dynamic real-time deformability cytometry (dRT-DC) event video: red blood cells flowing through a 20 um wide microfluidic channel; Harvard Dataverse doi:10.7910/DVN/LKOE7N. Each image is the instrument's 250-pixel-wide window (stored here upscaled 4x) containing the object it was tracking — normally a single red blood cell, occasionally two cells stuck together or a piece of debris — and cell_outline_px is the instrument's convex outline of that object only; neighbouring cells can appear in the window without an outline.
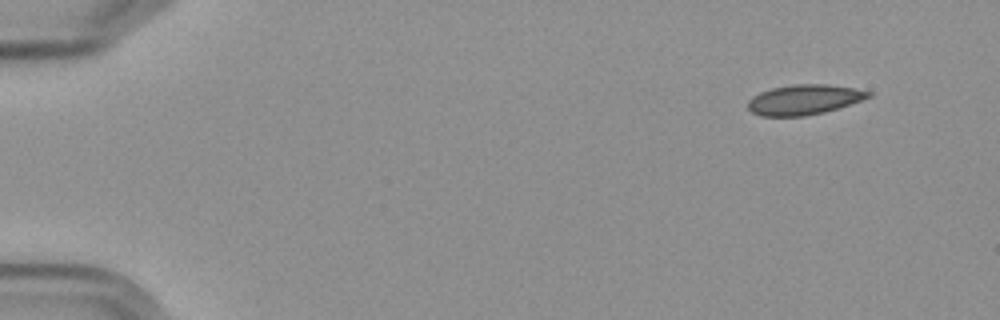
{"species": "Egyptian fruit bat (a non-hibernating species)", "species_latin": "Rousettus aegyptiacus", "temperature_condition": "cold", "stored_images_in_passage": 10, "camera_frame_rate_fps": 3000, "um_per_image_px": 0.085, "frame": {"image": 1, "passage_image": 1, "time_ms": 0.0, "image_size_px": [1000, 320], "cell_outline_px": [[872, 96], [824, 112], [804, 116], [760, 116], [752, 112], [748, 108], [748, 100], [752, 96], [760, 92], [772, 88], [792, 84], [828, 84], [856, 88], [872, 92]], "centroid_in_image_um": [68.32, 8.46], "position_along_channel_um": 16.7, "area_um2": 21.04}}
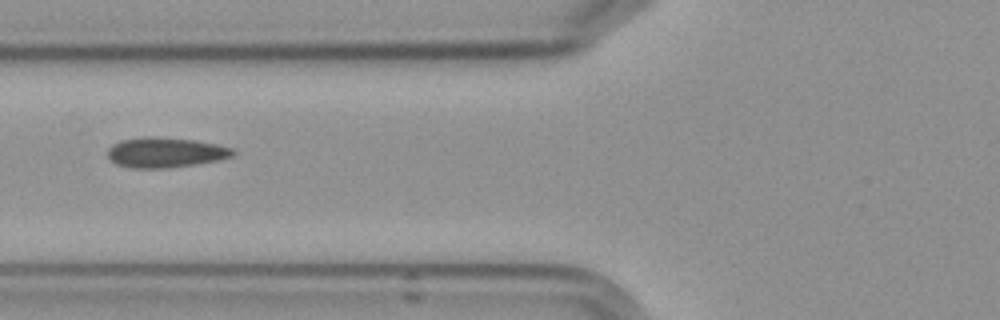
{"frame": {"image": 2, "passage_image": 6, "time_ms": 6.0, "image_size_px": [1000, 320], "cell_outline_px": [[236, 152], [232, 156], [220, 160], [196, 164], [164, 168], [132, 168], [116, 164], [108, 156], [108, 148], [112, 144], [120, 140], [144, 136], [152, 136], [196, 140], [216, 144], [232, 148]], "centroid_in_image_um": [14.05, 12.95], "position_along_channel_um": 111.7, "area_um2": 22.08}}
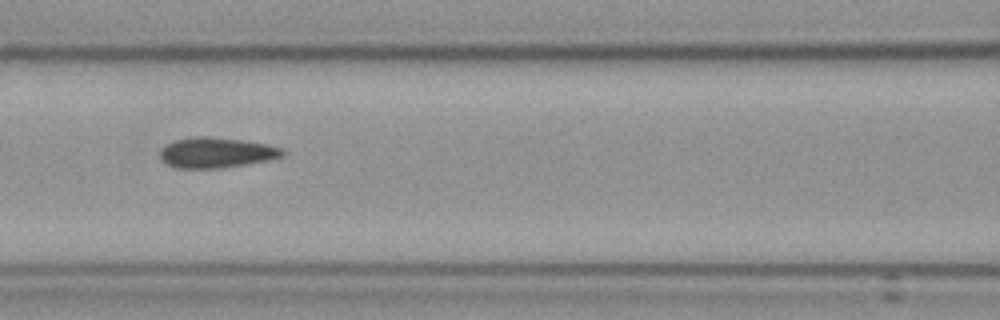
{"frame": {"image": 3, "passage_image": 7, "time_ms": 7.0, "image_size_px": [1000, 320], "cell_outline_px": [[284, 156], [268, 160], [248, 164], [220, 168], [176, 168], [168, 164], [160, 156], [160, 148], [172, 140], [196, 136], [208, 136], [244, 140], [268, 144], [284, 148]], "centroid_in_image_um": [18.41, 12.96], "position_along_channel_um": 148.2, "area_um2": 21.91}}